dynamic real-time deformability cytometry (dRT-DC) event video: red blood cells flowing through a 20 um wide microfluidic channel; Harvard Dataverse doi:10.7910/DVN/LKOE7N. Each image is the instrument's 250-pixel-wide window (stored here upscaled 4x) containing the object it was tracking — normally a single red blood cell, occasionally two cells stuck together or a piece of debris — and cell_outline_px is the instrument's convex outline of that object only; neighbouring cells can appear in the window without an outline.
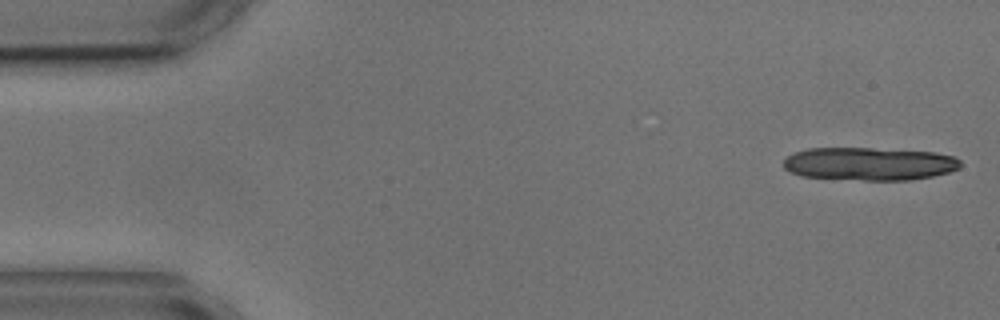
{"species": "common noctule bat (a hibernating species)", "species_latin": "Nyctalus noctula", "temperature_condition": "cold", "stored_images_in_passage": 4, "camera_frame_rate_fps": 3000, "um_per_image_px": 0.085, "animal": {"sex": "male", "body_mass_g": 17.9, "forearm_length_mm": 54.2}, "frame": {"image": 1, "passage_image": 1, "time_ms": 0.0, "image_size_px": [1000, 320], "cell_outline_px": [[960, 168], [948, 172], [932, 176], [912, 180], [864, 180], [800, 176], [788, 172], [784, 168], [784, 160], [788, 156], [796, 152], [808, 148], [872, 148], [936, 152], [952, 156], [960, 160]], "centroid_in_image_um": [73.88, 13.92], "position_along_channel_um": 11.1, "area_um2": 34.1}}